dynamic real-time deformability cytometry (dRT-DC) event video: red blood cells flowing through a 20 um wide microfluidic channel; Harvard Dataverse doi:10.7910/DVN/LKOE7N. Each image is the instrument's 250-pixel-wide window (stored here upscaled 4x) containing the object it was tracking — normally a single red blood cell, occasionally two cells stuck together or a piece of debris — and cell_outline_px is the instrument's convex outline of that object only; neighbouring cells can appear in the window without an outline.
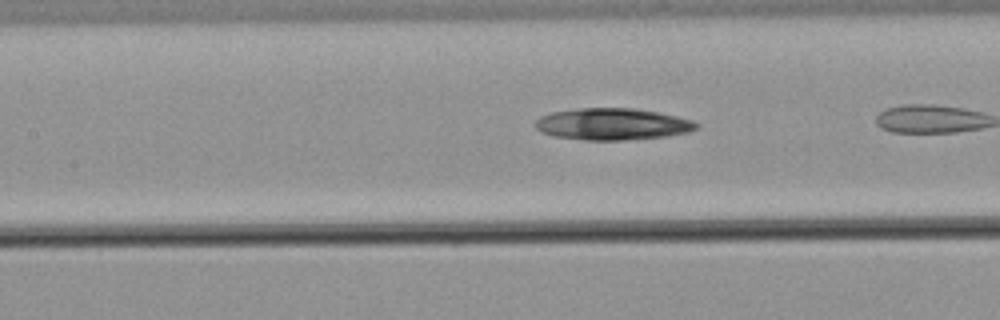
{"species": "common noctule bat (a hibernating species)", "species_latin": "Nyctalus noctula", "temperature_condition": "warm", "stored_images_in_passage": 7, "camera_frame_rate_fps": 3000, "um_per_image_px": 0.085, "animal": {"sex": "male", "body_mass_g": 21.5, "forearm_length_mm": 52.0}, "frame": {"image": 1, "passage_image": 6, "time_ms": 1.667, "image_size_px": [1000, 320], "cell_outline_px": [[700, 124], [696, 128], [688, 132], [664, 136], [624, 140], [584, 140], [556, 136], [540, 132], [536, 128], [536, 120], [540, 116], [552, 112], [580, 108], [636, 108], [676, 116], [692, 120]], "centroid_in_image_um": [52.04, 10.54], "position_along_channel_um": 155.4, "area_um2": 29.59}}